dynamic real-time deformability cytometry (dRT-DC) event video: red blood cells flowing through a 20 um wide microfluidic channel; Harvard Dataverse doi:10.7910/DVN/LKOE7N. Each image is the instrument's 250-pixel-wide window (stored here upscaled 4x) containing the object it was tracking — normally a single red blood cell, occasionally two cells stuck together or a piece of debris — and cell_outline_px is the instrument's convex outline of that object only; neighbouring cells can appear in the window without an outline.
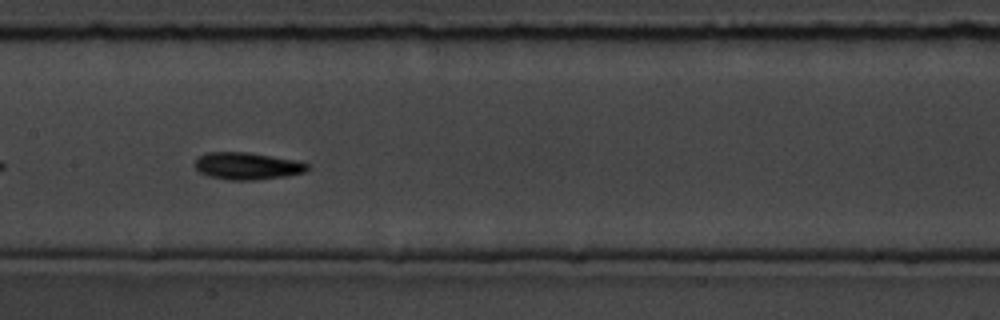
{"species": "common noctule bat (a hibernating species)", "species_latin": "Nyctalus noctula", "temperature_condition": "room temperature", "stored_images_in_passage": 40, "camera_frame_rate_fps": 3000, "um_per_image_px": 0.085, "animal": {"sex": "male", "body_mass_g": 19.5, "forearm_length_mm": 54.6}, "frame": {"image": 1, "passage_image": 12, "time_ms": 3.667, "image_size_px": [1000, 320], "cell_outline_px": [[308, 168], [304, 172], [288, 176], [252, 180], [228, 180], [208, 176], [200, 172], [196, 168], [196, 156], [208, 152], [248, 152], [292, 160], [308, 164]], "centroid_in_image_um": [20.96, 14.11], "position_along_channel_um": 186.4, "area_um2": 17.63}}
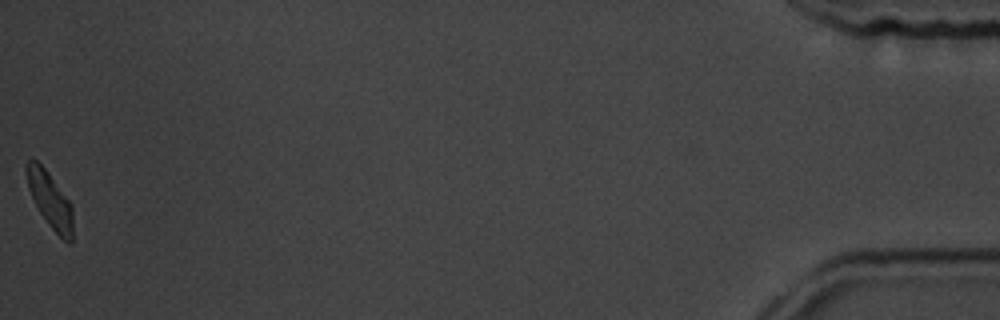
{"frame": {"image": 2, "passage_image": 40, "time_ms": 13.0, "image_size_px": [1000, 320], "cell_outline_px": [[72, 244], [68, 244], [48, 224], [40, 212], [28, 188], [24, 168], [24, 164], [28, 160], [36, 160], [44, 168], [72, 204]], "centroid_in_image_um": [4.24, 16.99], "position_along_channel_um": 431.0, "area_um2": 14.91}, "authors_computed_cell_mechanics": {"area_um2": 16.2996, "velocity_mm_per_s": 3.6844, "shape_relaxation_time_tau1_ms": 2.4969, "shape_relaxation_time_tau2_ms": 9.2398, "deformation_change_tau1": 0.1216, "deformation_change_tau2": 0.1771}}